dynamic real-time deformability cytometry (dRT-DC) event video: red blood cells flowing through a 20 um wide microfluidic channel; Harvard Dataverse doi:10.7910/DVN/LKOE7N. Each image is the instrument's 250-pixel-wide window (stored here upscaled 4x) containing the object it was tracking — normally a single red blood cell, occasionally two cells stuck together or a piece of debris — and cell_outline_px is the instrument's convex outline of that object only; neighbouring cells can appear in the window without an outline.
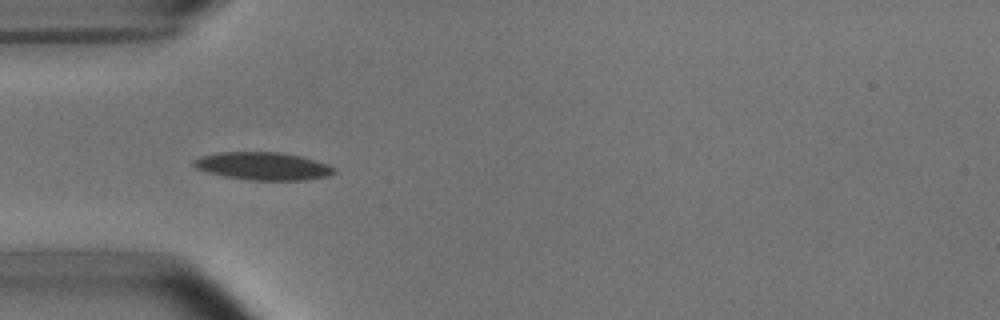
{"species": "common noctule bat (a hibernating species)", "species_latin": "Nyctalus noctula", "temperature_condition": "room temperature", "stored_images_in_passage": 6, "camera_frame_rate_fps": 3000, "um_per_image_px": 0.085, "animal": {"sex": "male", "body_mass_g": 15.6}, "frame": {"image": 1, "passage_image": 5, "time_ms": 4.667, "image_size_px": [1000, 320], "cell_outline_px": [[336, 172], [328, 176], [304, 180], [248, 180], [224, 176], [208, 172], [196, 168], [192, 164], [192, 160], [200, 156], [220, 152], [276, 152], [300, 156], [328, 164], [336, 168]], "centroid_in_image_um": [22.35, 14.12], "position_along_channel_um": 62.7, "area_um2": 22.72}}